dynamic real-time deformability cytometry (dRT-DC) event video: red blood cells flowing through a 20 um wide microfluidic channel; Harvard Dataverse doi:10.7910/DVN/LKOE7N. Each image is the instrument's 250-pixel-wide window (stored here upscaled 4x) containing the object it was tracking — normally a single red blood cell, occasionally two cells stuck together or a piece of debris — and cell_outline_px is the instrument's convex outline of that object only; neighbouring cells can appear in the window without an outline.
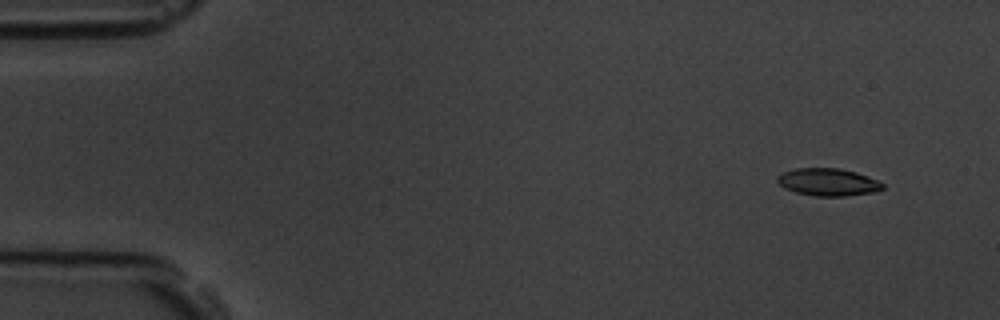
{"species": "common noctule bat (a hibernating species)", "species_latin": "Nyctalus noctula", "temperature_condition": "room temperature", "stored_images_in_passage": 8, "camera_frame_rate_fps": 3000, "um_per_image_px": 0.085, "animal": {"sex": "male", "body_mass_g": 19.5, "forearm_length_mm": 54.6}, "frame": {"image": 1, "passage_image": 2, "time_ms": 1.333, "image_size_px": [1000, 320], "cell_outline_px": [[884, 188], [872, 192], [844, 196], [816, 196], [796, 192], [784, 188], [776, 180], [776, 176], [784, 172], [796, 168], [840, 168], [856, 172], [868, 176], [884, 184]], "centroid_in_image_um": [70.36, 15.47], "position_along_channel_um": 14.6, "area_um2": 16.76}}
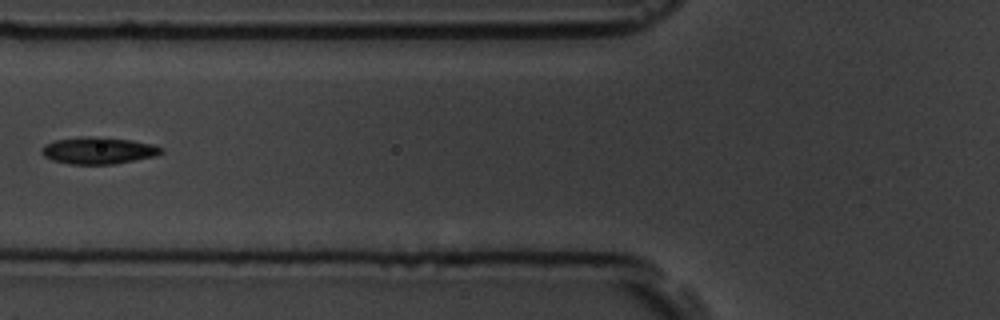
{"frame": {"image": 2, "passage_image": 7, "time_ms": 7.0, "image_size_px": [1000, 320], "cell_outline_px": [[164, 152], [156, 156], [116, 164], [68, 164], [52, 160], [44, 156], [40, 152], [40, 148], [44, 144], [56, 140], [80, 136], [100, 136], [132, 140], [152, 144], [164, 148]], "centroid_in_image_um": [8.36, 12.79], "position_along_channel_um": 117.4, "area_um2": 19.13}}
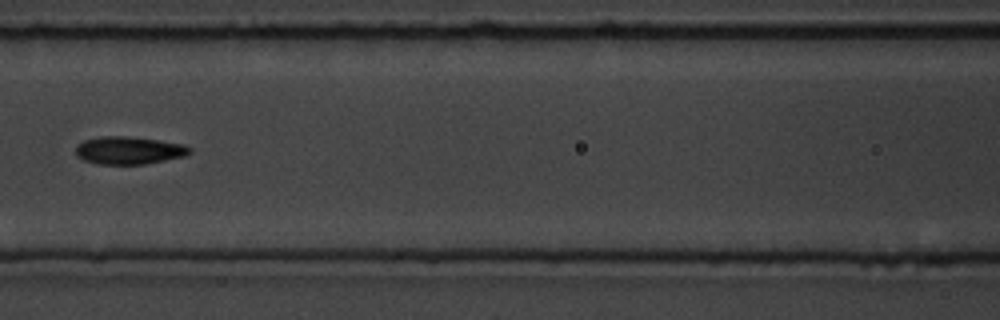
{"frame": {"image": 3, "passage_image": 8, "time_ms": 8.0, "image_size_px": [1000, 320], "cell_outline_px": [[192, 152], [184, 156], [144, 164], [100, 164], [84, 160], [76, 156], [76, 144], [84, 140], [100, 136], [124, 136], [156, 140], [184, 144], [192, 148]], "centroid_in_image_um": [10.94, 12.78], "position_along_channel_um": 155.7, "area_um2": 18.32}}